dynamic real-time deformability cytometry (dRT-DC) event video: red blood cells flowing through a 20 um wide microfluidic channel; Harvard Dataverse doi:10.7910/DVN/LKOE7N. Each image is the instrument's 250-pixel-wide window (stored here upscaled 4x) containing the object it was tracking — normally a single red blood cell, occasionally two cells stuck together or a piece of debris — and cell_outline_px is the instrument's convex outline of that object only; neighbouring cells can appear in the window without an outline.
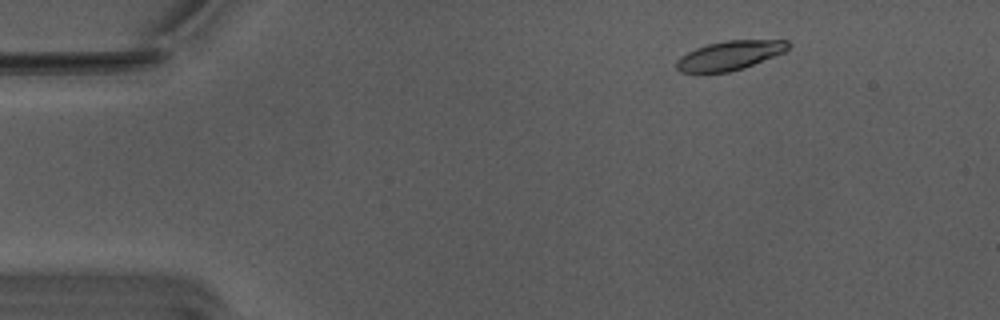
{"species": "Egyptian fruit bat (a non-hibernating species)", "species_latin": "Rousettus aegyptiacus", "temperature_condition": "warm", "stored_images_in_passage": 53, "camera_frame_rate_fps": 3000, "um_per_image_px": 0.085, "animal": {"sex": "male"}, "frame": {"image": 1, "passage_image": 5, "time_ms": 1.333, "image_size_px": [1000, 320], "cell_outline_px": [[792, 44], [784, 52], [752, 64], [728, 72], [680, 72], [676, 68], [676, 60], [688, 52], [696, 48], [708, 44], [728, 40], [788, 40]], "centroid_in_image_um": [62.03, 4.69], "position_along_channel_um": 23.0, "area_um2": 18.61}}
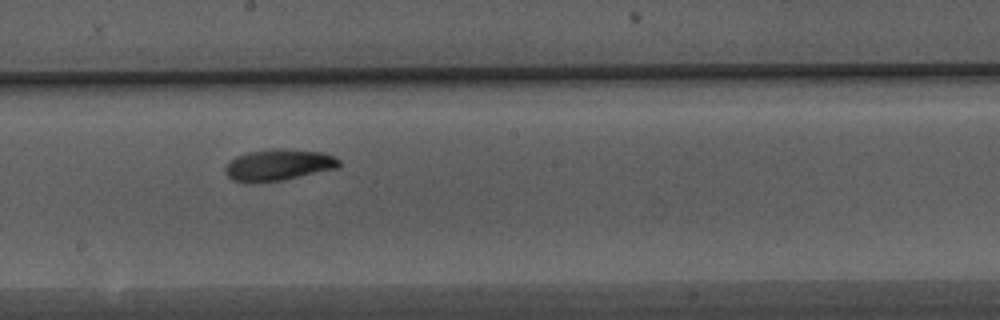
{"frame": {"image": 2, "passage_image": 28, "time_ms": 9.0, "image_size_px": [1000, 320], "cell_outline_px": [[340, 164], [336, 168], [280, 180], [248, 184], [244, 184], [232, 180], [224, 172], [224, 168], [236, 156], [248, 152], [276, 148], [324, 152], [340, 160]], "centroid_in_image_um": [23.61, 14.03], "position_along_channel_um": 224.6, "area_um2": 20.75}}
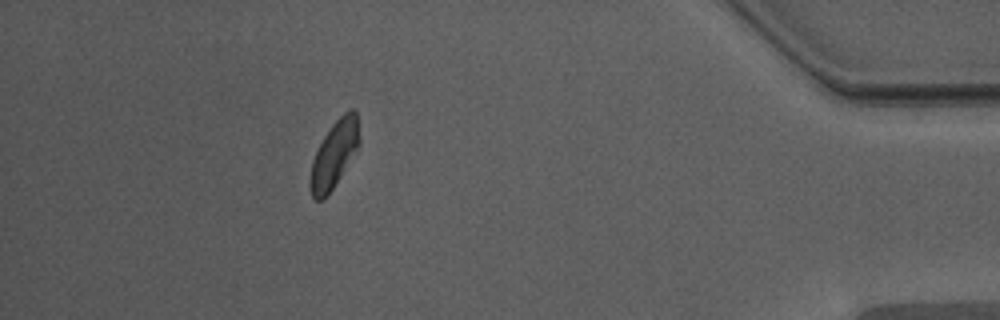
{"frame": {"image": 3, "passage_image": 47, "time_ms": 15.333, "image_size_px": [1000, 320], "cell_outline_px": [[360, 144], [332, 188], [320, 200], [316, 200], [312, 196], [312, 160], [324, 136], [332, 124], [348, 108], [352, 108], [356, 112], [360, 140]], "centroid_in_image_um": [28.45, 13.01], "position_along_channel_um": 406.7, "area_um2": 18.21}, "authors_computed_cell_mechanics": {"area_um2": 19.941, "velocity_mm_per_s": 3.7237, "shape_relaxation_time_tau1_ms": 4.1381, "shape_relaxation_time_tau2_ms": 4.2724, "deformation_change_tau1": 0.1419, "deformation_change_tau2": 0.0966}}